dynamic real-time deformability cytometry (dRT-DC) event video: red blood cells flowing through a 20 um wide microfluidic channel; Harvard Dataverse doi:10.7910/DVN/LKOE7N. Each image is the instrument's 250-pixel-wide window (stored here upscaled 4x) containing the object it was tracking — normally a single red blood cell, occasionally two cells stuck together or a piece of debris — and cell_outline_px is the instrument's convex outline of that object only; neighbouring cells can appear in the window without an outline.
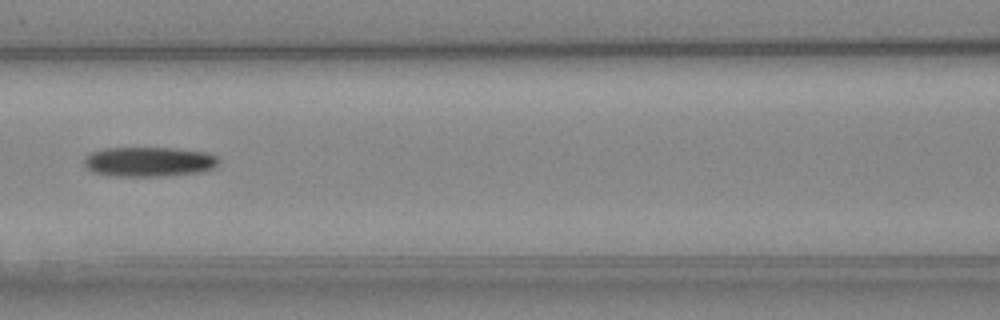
{"species": "Egyptian fruit bat (a non-hibernating species)", "species_latin": "Rousettus aegyptiacus", "temperature_condition": "cold", "stored_images_in_passage": 6, "camera_frame_rate_fps": 3000, "um_per_image_px": 0.085, "animal": {"sex": "female"}, "frame": {"image": 1, "passage_image": 6, "time_ms": 6.667, "image_size_px": [1000, 320], "cell_outline_px": [[220, 160], [212, 168], [196, 172], [164, 176], [116, 176], [92, 172], [84, 164], [84, 156], [92, 152], [104, 148], [176, 148], [208, 152], [216, 156]], "centroid_in_image_um": [12.64, 13.74], "position_along_channel_um": 154.0, "area_um2": 23.24}}